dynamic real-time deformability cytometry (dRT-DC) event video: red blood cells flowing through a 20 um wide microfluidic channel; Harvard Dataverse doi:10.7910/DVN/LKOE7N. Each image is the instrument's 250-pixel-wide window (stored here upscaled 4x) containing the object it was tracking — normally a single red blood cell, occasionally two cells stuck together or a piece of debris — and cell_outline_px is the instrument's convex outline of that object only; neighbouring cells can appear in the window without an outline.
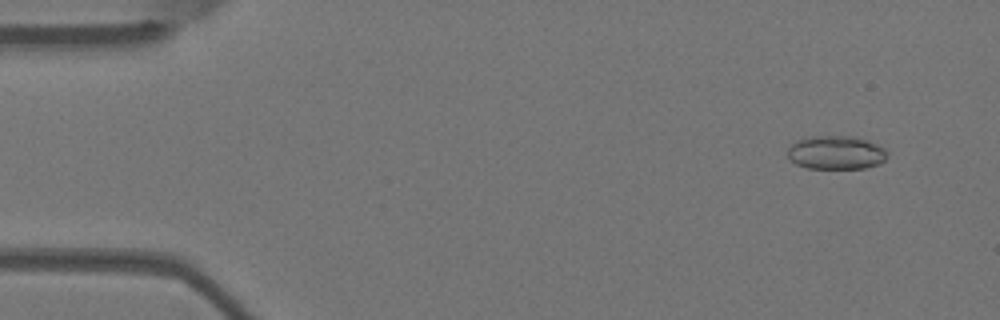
{"species": "Egyptian fruit bat (a non-hibernating species)", "species_latin": "Rousettus aegyptiacus", "temperature_condition": "warm", "stored_images_in_passage": 5, "camera_frame_rate_fps": 3000, "um_per_image_px": 0.085, "animal": {"sex": "female"}, "frame": {"image": 1, "passage_image": 2, "time_ms": 0.333, "image_size_px": [1000, 320], "cell_outline_px": [[888, 156], [880, 164], [864, 168], [808, 168], [796, 164], [788, 156], [788, 148], [796, 140], [812, 136], [852, 136], [868, 140], [884, 148], [888, 152]], "centroid_in_image_um": [71.08, 12.96], "position_along_channel_um": 13.9, "area_um2": 19.54}}